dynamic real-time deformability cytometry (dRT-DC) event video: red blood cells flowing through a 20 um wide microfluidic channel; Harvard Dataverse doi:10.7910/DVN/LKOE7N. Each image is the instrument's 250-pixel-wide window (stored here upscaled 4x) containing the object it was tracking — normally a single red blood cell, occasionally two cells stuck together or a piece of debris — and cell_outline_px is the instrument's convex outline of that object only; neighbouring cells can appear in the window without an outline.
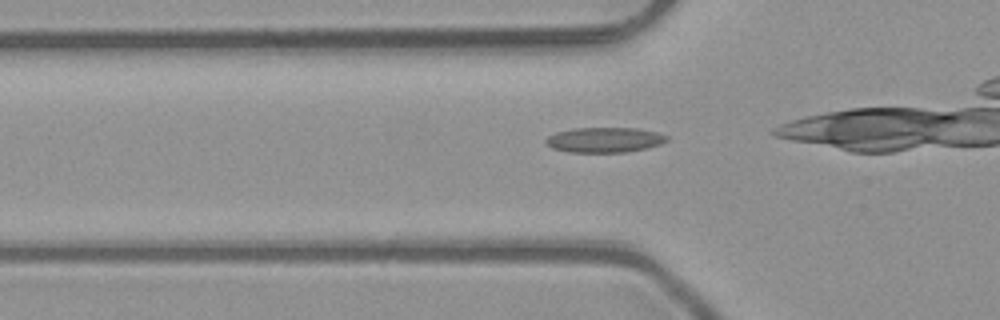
{"species": "common noctule bat (a hibernating species)", "species_latin": "Nyctalus noctula", "temperature_condition": "room temperature", "stored_images_in_passage": 24, "camera_frame_rate_fps": 3000, "um_per_image_px": 0.085, "animal": {"sex": "male", "body_mass_g": 23.1, "forearm_length_mm": 52.7}, "frame": {"image": 1, "passage_image": 2, "time_ms": 0.333, "image_size_px": [1000, 320], "cell_outline_px": [[668, 140], [660, 144], [628, 152], [568, 152], [552, 148], [544, 140], [548, 136], [556, 132], [572, 128], [636, 128], [656, 132], [668, 136]], "centroid_in_image_um": [51.36, 11.88], "position_along_channel_um": 74.4, "area_um2": 17.63}}
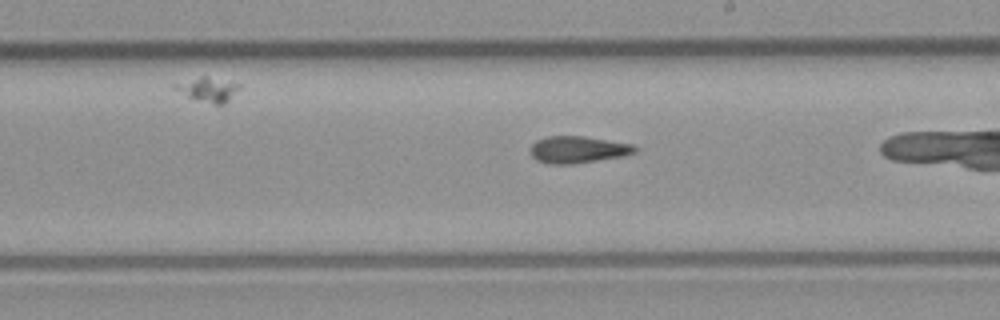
{"frame": {"image": 2, "passage_image": 14, "time_ms": 4.333, "image_size_px": [1000, 320], "cell_outline_px": [[636, 152], [624, 156], [572, 164], [548, 164], [536, 160], [532, 156], [532, 144], [536, 140], [548, 136], [584, 136], [632, 144], [636, 148]], "centroid_in_image_um": [49.12, 12.72], "position_along_channel_um": 239.9, "area_um2": 16.3}}
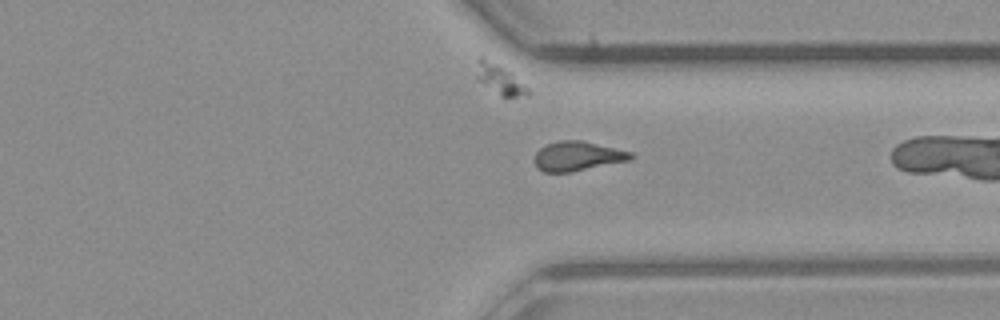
{"frame": {"image": 3, "passage_image": 23, "time_ms": 7.333, "image_size_px": [1000, 320], "cell_outline_px": [[636, 156], [632, 160], [572, 172], [544, 172], [536, 168], [532, 160], [536, 152], [540, 148], [548, 144], [560, 140], [580, 140], [632, 152]], "centroid_in_image_um": [49.08, 13.29], "position_along_channel_um": 362.3, "area_um2": 16.76}}